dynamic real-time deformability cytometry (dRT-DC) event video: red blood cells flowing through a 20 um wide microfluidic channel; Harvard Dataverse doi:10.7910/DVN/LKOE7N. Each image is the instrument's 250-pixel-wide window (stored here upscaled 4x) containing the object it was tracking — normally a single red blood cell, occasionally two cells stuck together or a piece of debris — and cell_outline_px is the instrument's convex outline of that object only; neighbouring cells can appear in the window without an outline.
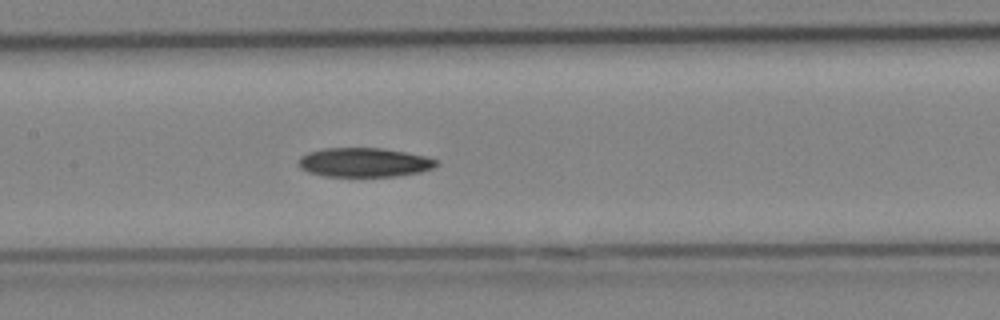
{"species": "Egyptian fruit bat (a non-hibernating species)", "species_latin": "Rousettus aegyptiacus", "temperature_condition": "cold", "stored_images_in_passage": 20, "camera_frame_rate_fps": 3000, "um_per_image_px": 0.085, "animal": {"sex": "female"}, "frame": {"image": 1, "passage_image": 15, "time_ms": 4.667, "image_size_px": [1000, 320], "cell_outline_px": [[440, 164], [432, 168], [420, 172], [396, 176], [324, 176], [308, 172], [300, 168], [300, 156], [308, 152], [324, 148], [384, 148], [424, 156], [436, 160]], "centroid_in_image_um": [30.95, 13.8], "position_along_channel_um": 176.4, "area_um2": 23.29}}